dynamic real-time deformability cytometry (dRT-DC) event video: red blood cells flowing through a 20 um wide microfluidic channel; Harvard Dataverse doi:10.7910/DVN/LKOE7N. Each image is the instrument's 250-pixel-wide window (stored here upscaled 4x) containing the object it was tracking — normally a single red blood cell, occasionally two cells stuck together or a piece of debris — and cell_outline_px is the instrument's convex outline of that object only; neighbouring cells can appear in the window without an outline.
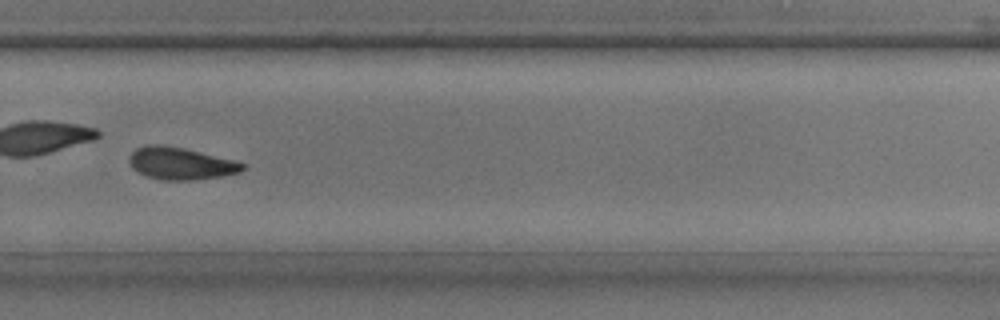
{"species": "common noctule bat (a hibernating species)", "species_latin": "Nyctalus noctula", "temperature_condition": "room temperature", "stored_images_in_passage": 38, "camera_frame_rate_fps": 3000, "um_per_image_px": 0.085, "animal": {"sex": "male", "body_mass_g": 17.9, "forearm_length_mm": 54.2}, "frame": {"image": 1, "passage_image": 27, "time_ms": 8.667, "image_size_px": [1000, 320], "cell_outline_px": [[244, 168], [240, 172], [220, 176], [192, 180], [164, 180], [144, 176], [136, 172], [132, 168], [128, 160], [128, 156], [136, 148], [148, 144], [160, 144], [184, 148], [232, 160], [244, 164]], "centroid_in_image_um": [15.27, 13.89], "position_along_channel_um": 314.5, "area_um2": 21.21}}